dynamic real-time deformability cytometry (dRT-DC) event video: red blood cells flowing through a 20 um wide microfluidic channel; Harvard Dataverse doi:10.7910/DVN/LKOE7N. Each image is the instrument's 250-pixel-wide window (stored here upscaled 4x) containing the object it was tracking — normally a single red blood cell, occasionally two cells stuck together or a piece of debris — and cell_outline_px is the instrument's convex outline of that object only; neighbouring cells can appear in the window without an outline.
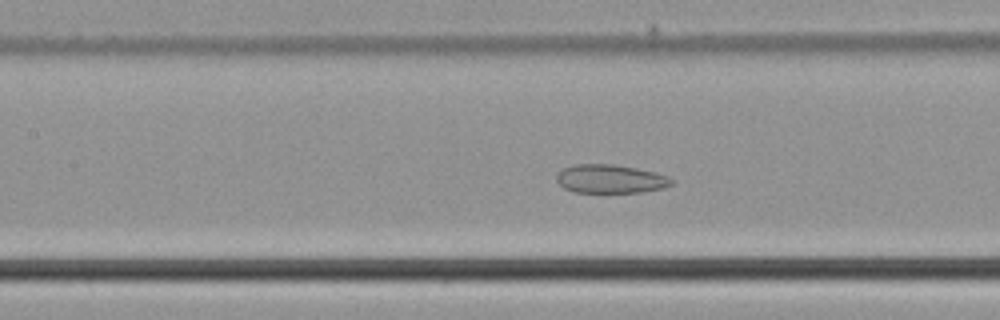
{"species": "common noctule bat (a hibernating species)", "species_latin": "Nyctalus noctula", "temperature_condition": "cold", "stored_images_in_passage": 38, "camera_frame_rate_fps": 3000, "um_per_image_px": 0.085, "animal": {"sex": "male", "body_mass_g": 21.5, "forearm_length_mm": 52.0}, "frame": {"image": 1, "passage_image": 21, "time_ms": 6.667, "image_size_px": [1000, 320], "cell_outline_px": [[672, 184], [664, 188], [644, 192], [572, 192], [564, 188], [556, 180], [556, 176], [564, 168], [576, 164], [612, 164], [636, 168], [668, 176], [672, 180]], "centroid_in_image_um": [51.88, 15.21], "position_along_channel_um": 155.5, "area_um2": 19.02}}
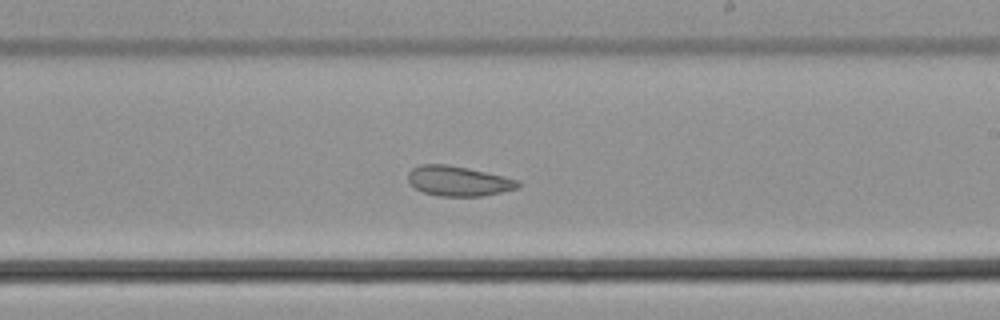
{"frame": {"image": 2, "passage_image": 28, "time_ms": 9.0, "image_size_px": [1000, 320], "cell_outline_px": [[520, 188], [480, 196], [440, 196], [424, 192], [416, 188], [408, 180], [408, 172], [412, 168], [420, 164], [448, 164], [468, 168], [504, 176], [520, 180]], "centroid_in_image_um": [38.98, 15.37], "position_along_channel_um": 250.0, "area_um2": 19.19}}
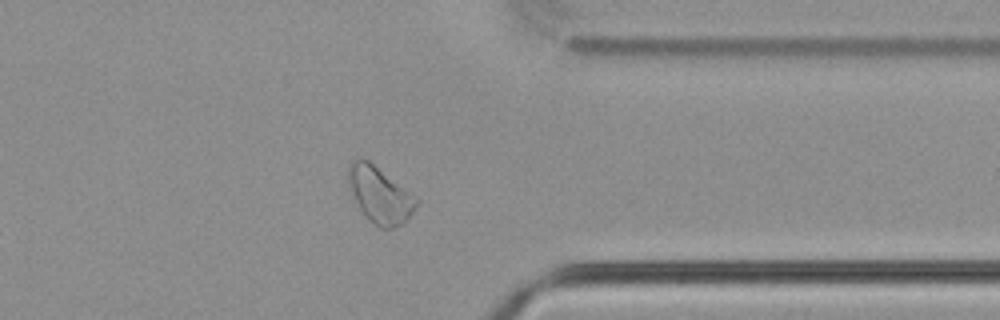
{"frame": {"image": 3, "passage_image": 38, "time_ms": 12.333, "image_size_px": [1000, 320], "cell_outline_px": [[420, 200], [408, 220], [392, 228], [380, 228], [360, 208], [352, 192], [348, 176], [348, 164], [352, 160], [360, 156], [368, 160], [416, 196]], "centroid_in_image_um": [32.31, 16.53], "position_along_channel_um": 379.1, "area_um2": 21.85}}